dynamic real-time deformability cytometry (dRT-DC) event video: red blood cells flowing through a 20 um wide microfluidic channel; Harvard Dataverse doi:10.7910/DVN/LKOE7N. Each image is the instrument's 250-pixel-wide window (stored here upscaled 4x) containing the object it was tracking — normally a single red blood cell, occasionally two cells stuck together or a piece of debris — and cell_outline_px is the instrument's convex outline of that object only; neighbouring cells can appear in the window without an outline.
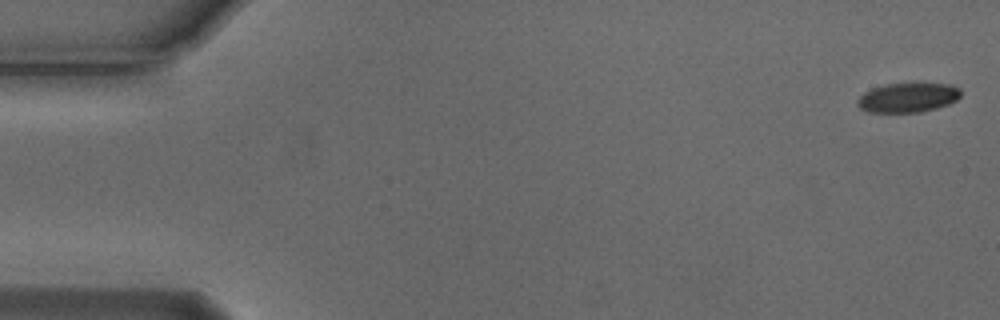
{"species": "Egyptian fruit bat (a non-hibernating species)", "species_latin": "Rousettus aegyptiacus", "temperature_condition": "cold", "stored_images_in_passage": 5, "camera_frame_rate_fps": 3000, "um_per_image_px": 0.085, "animal": {"sex": "male"}, "frame": {"image": 1, "passage_image": 1, "time_ms": 0.0, "image_size_px": [1000, 320], "cell_outline_px": [[960, 96], [956, 100], [948, 104], [936, 108], [920, 112], [868, 112], [860, 108], [856, 104], [856, 100], [864, 92], [872, 88], [884, 84], [916, 80], [952, 84], [960, 88]], "centroid_in_image_um": [77.19, 8.23], "position_along_channel_um": 7.8, "area_um2": 18.67}}
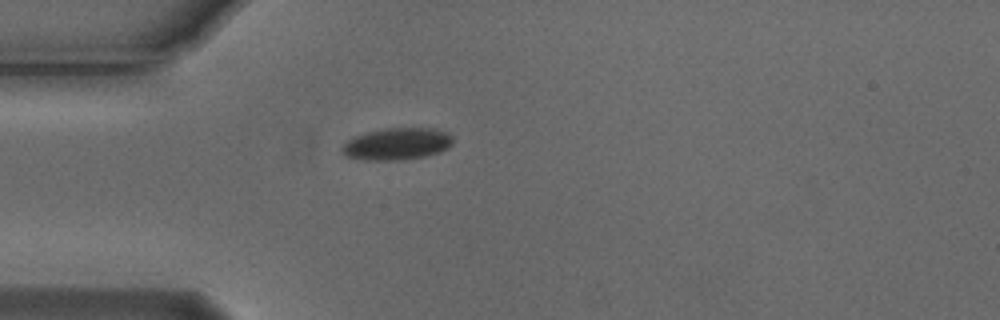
{"frame": {"image": 2, "passage_image": 5, "time_ms": 1.333, "image_size_px": [1000, 320], "cell_outline_px": [[452, 144], [448, 148], [440, 152], [424, 156], [404, 160], [364, 160], [344, 156], [340, 152], [340, 148], [352, 136], [368, 132], [388, 128], [432, 128], [448, 132], [452, 136]], "centroid_in_image_um": [33.72, 12.24], "position_along_channel_um": 51.3, "area_um2": 20.87}}